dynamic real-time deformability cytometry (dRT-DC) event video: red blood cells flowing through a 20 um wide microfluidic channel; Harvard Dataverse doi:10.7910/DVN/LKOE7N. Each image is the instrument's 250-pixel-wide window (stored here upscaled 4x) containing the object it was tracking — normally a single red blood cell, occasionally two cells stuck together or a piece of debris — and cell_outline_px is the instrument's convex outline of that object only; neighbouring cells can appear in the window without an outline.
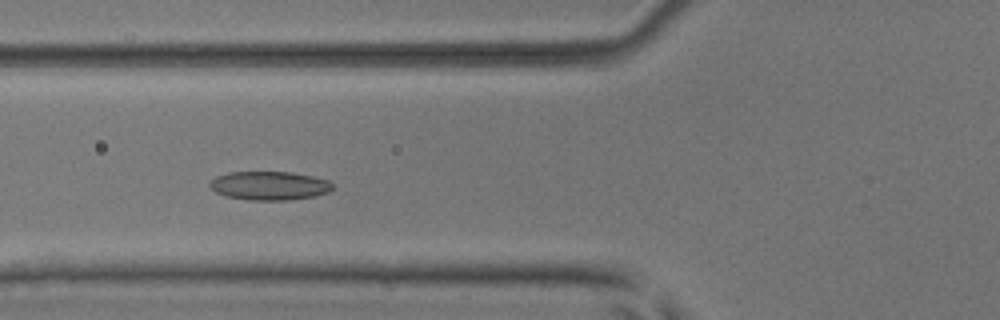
{"species": "common noctule bat (a hibernating species)", "species_latin": "Nyctalus noctula", "temperature_condition": "room temperature", "stored_images_in_passage": 38, "camera_frame_rate_fps": 3000, "um_per_image_px": 0.085, "animal": {"sex": "male", "body_mass_g": 17.9, "forearm_length_mm": 54.2}, "frame": {"image": 1, "passage_image": 7, "time_ms": 2.0, "image_size_px": [1000, 320], "cell_outline_px": [[332, 188], [328, 192], [316, 196], [288, 200], [248, 200], [224, 196], [216, 192], [208, 184], [216, 176], [228, 172], [288, 172], [312, 176], [328, 180], [332, 184]], "centroid_in_image_um": [22.88, 15.79], "position_along_channel_um": 102.9, "area_um2": 20.52}}
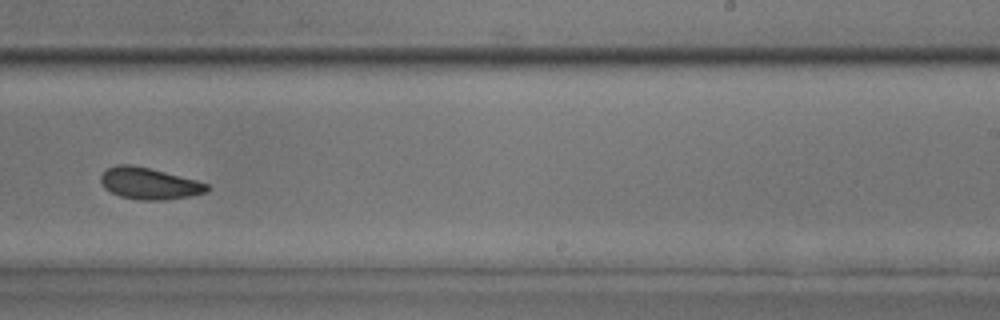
{"frame": {"image": 2, "passage_image": 20, "time_ms": 6.333, "image_size_px": [1000, 320], "cell_outline_px": [[208, 192], [188, 196], [164, 200], [140, 200], [120, 196], [104, 188], [100, 180], [100, 176], [108, 168], [116, 164], [132, 164], [196, 180], [208, 184]], "centroid_in_image_um": [12.65, 15.59], "position_along_channel_um": 276.3, "area_um2": 19.36}}
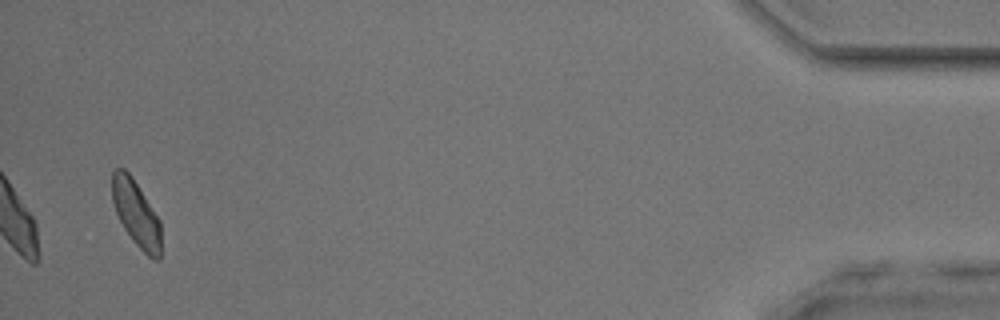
{"frame": {"image": 3, "passage_image": 37, "time_ms": 12.0, "image_size_px": [1000, 320], "cell_outline_px": [[160, 260], [152, 260], [132, 240], [124, 228], [116, 212], [112, 200], [112, 172], [116, 168], [124, 168], [132, 176], [160, 220]], "centroid_in_image_um": [11.57, 18.14], "position_along_channel_um": 423.6, "area_um2": 18.73}, "authors_computed_cell_mechanics": {"area_um2": 19.7387, "velocity_mm_per_s": 4.0177, "shape_relaxation_time_tau1_ms": 4.7533, "shape_relaxation_time_tau2_ms": 4.4122, "deformation_change_tau1": 0.101, "deformation_change_tau2": 0.1151}}